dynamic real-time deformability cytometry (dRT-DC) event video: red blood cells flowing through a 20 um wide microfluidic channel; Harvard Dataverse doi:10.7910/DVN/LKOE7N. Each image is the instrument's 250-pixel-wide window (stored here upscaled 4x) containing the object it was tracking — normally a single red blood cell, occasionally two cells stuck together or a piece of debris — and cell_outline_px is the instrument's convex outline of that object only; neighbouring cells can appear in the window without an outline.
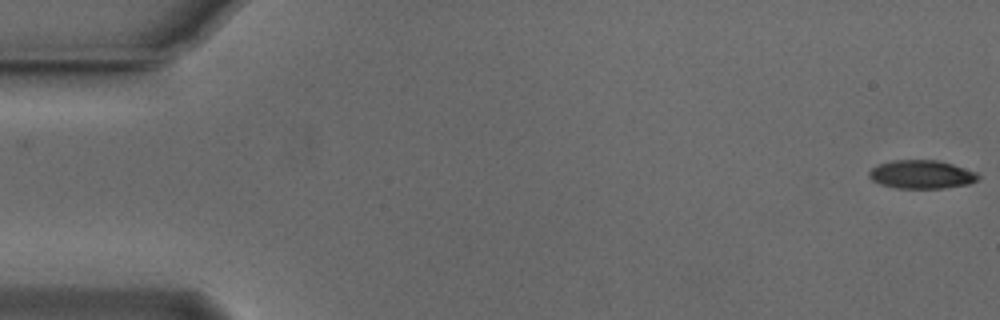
{"species": "Egyptian fruit bat (a non-hibernating species)", "species_latin": "Rousettus aegyptiacus", "temperature_condition": "cold", "stored_images_in_passage": 55, "camera_frame_rate_fps": 3000, "um_per_image_px": 0.085, "animal": {"sex": "male"}, "frame": {"image": 1, "passage_image": 1, "time_ms": 0.0, "image_size_px": [1000, 320], "cell_outline_px": [[980, 176], [976, 180], [968, 184], [944, 188], [896, 188], [880, 184], [872, 180], [868, 176], [868, 172], [872, 168], [880, 164], [892, 160], [936, 160], [952, 164], [976, 172]], "centroid_in_image_um": [78.31, 14.83], "position_along_channel_um": 6.7, "area_um2": 17.98}}
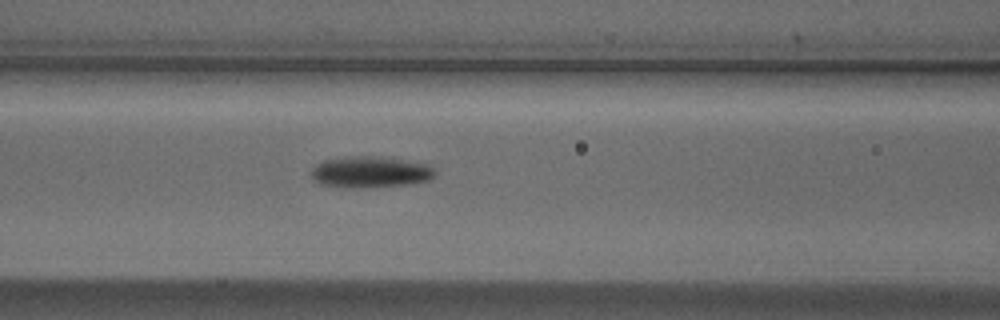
{"frame": {"image": 2, "passage_image": 23, "time_ms": 7.333, "image_size_px": [1000, 320], "cell_outline_px": [[436, 176], [428, 180], [412, 184], [364, 188], [352, 188], [320, 184], [312, 180], [312, 168], [316, 164], [324, 160], [352, 156], [380, 156], [432, 164], [436, 168]], "centroid_in_image_um": [31.54, 14.62], "position_along_channel_um": 135.1, "area_um2": 23.06}}
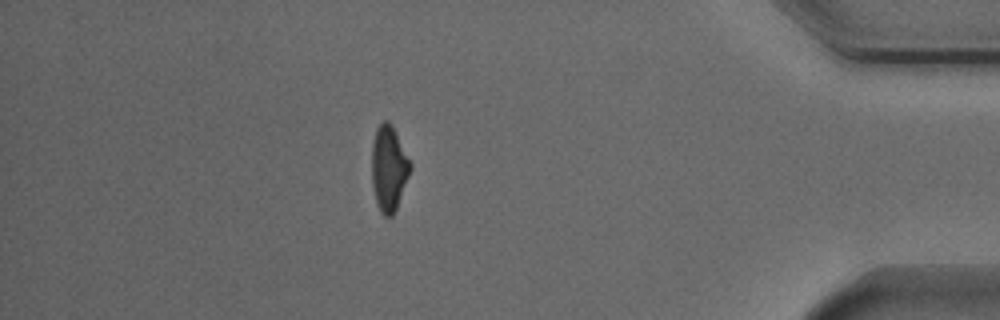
{"frame": {"image": 3, "passage_image": 48, "time_ms": 15.667, "image_size_px": [1000, 320], "cell_outline_px": [[412, 168], [396, 208], [392, 216], [384, 216], [380, 212], [376, 204], [372, 184], [372, 144], [376, 128], [384, 120], [388, 120], [392, 124], [412, 164]], "centroid_in_image_um": [33.04, 14.29], "position_along_channel_um": 402.2, "area_um2": 19.25}, "authors_computed_cell_mechanics": {"area_um2": 19.9988, "velocity_mm_per_s": 3.7499, "shape_relaxation_time_tau1_ms": 4.2458, "shape_relaxation_time_tau2_ms": 5.8818, "deformation_change_tau1": 0.1705, "deformation_change_tau2": 0.152}}